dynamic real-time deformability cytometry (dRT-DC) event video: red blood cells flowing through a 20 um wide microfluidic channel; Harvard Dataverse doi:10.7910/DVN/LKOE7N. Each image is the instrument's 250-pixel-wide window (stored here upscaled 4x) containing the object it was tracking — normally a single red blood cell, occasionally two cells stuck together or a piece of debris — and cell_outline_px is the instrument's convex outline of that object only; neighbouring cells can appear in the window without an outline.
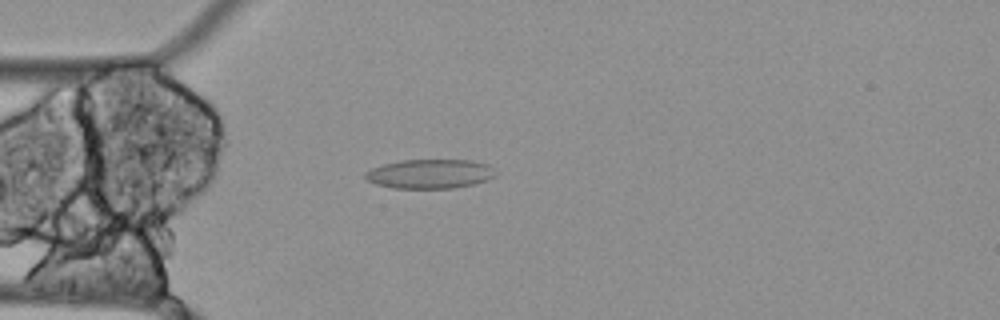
{"species": "Egyptian fruit bat (a non-hibernating species)", "species_latin": "Rousettus aegyptiacus", "temperature_condition": "cold", "stored_images_in_passage": 57, "camera_frame_rate_fps": 3000, "um_per_image_px": 0.085, "animal": {"sex": "female"}, "frame": {"image": 1, "passage_image": 15, "time_ms": 4.667, "image_size_px": [1000, 320], "cell_outline_px": [[496, 176], [488, 180], [472, 184], [452, 188], [392, 188], [376, 184], [368, 180], [364, 176], [364, 172], [372, 168], [384, 164], [400, 160], [472, 160], [488, 164], [496, 172]], "centroid_in_image_um": [36.55, 14.77], "position_along_channel_um": 48.4, "area_um2": 22.25}}
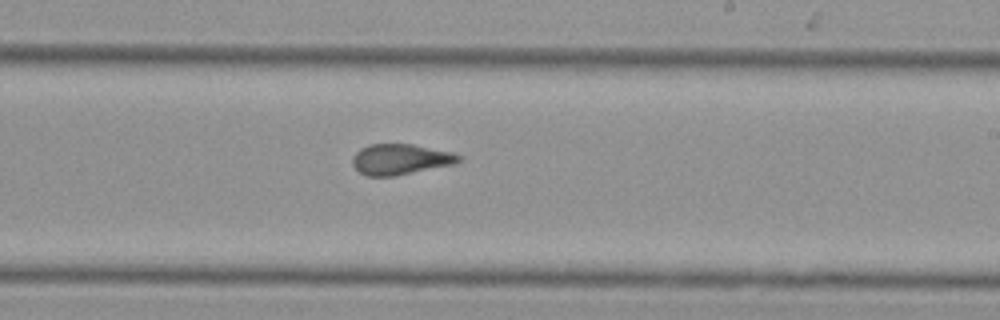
{"frame": {"image": 2, "passage_image": 33, "time_ms": 10.667, "image_size_px": [1000, 320], "cell_outline_px": [[464, 156], [456, 164], [396, 176], [368, 176], [360, 172], [352, 164], [352, 156], [360, 148], [368, 144], [412, 144], [452, 152]], "centroid_in_image_um": [34.05, 13.54], "position_along_channel_um": 254.9, "area_um2": 19.19}}
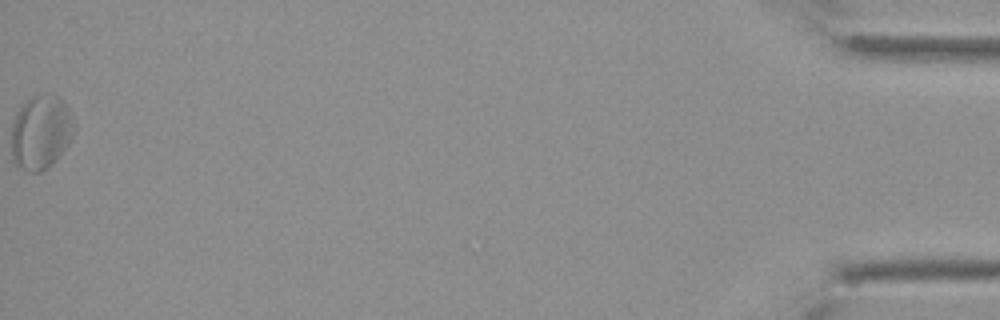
{"frame": {"image": 3, "passage_image": 57, "time_ms": 18.667, "image_size_px": [1000, 320], "cell_outline_px": [[76, 128], [68, 144], [56, 160], [48, 168], [40, 172], [28, 172], [16, 168], [12, 160], [12, 124], [16, 112], [36, 92], [52, 92], [60, 96], [68, 104], [76, 124]], "centroid_in_image_um": [3.5, 11.2], "position_along_channel_um": 431.7, "area_um2": 28.15}, "authors_computed_cell_mechanics": {"area_um2": 21.0392, "velocity_mm_per_s": 3.4362, "shape_relaxation_time_tau1_ms": null, "shape_relaxation_time_tau2_ms": 3.1935, "deformation_change_tau1": null, "deformation_change_tau2": 0.0873}}